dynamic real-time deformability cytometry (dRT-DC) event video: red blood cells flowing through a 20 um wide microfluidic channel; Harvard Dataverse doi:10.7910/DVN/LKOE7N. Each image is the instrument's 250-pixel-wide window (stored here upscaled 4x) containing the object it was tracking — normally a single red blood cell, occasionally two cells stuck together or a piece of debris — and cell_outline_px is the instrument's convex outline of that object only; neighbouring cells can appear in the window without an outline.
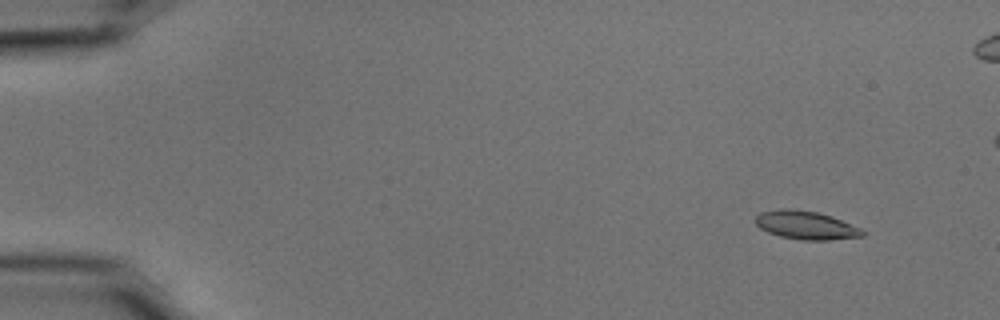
{"species": "common noctule bat (a hibernating species)", "species_latin": "Nyctalus noctula", "temperature_condition": "cold", "stored_images_in_passage": 55, "camera_frame_rate_fps": 3000, "um_per_image_px": 0.085, "animal": {"sex": "male", "body_mass_g": 15.6}, "frame": {"image": 1, "passage_image": 5, "time_ms": 1.333, "image_size_px": [1000, 320], "cell_outline_px": [[864, 236], [828, 240], [800, 240], [780, 236], [768, 232], [760, 228], [756, 224], [756, 216], [760, 212], [780, 208], [788, 208], [816, 212], [832, 216], [860, 228], [864, 232]], "centroid_in_image_um": [68.48, 19.14], "position_along_channel_um": 16.5, "area_um2": 17.63}}
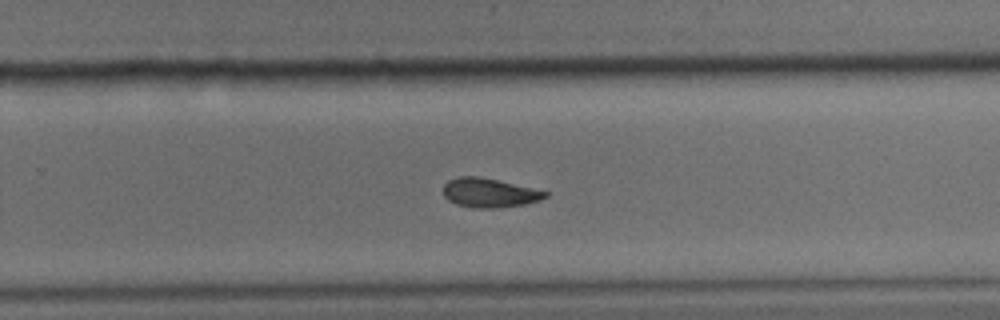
{"frame": {"image": 2, "passage_image": 36, "time_ms": 11.667, "image_size_px": [1000, 320], "cell_outline_px": [[548, 196], [540, 200], [524, 204], [500, 208], [472, 208], [456, 204], [448, 200], [444, 196], [444, 184], [448, 180], [456, 176], [476, 176], [496, 180], [532, 188], [548, 192]], "centroid_in_image_um": [41.56, 16.4], "position_along_channel_um": 288.2, "area_um2": 17.28}}
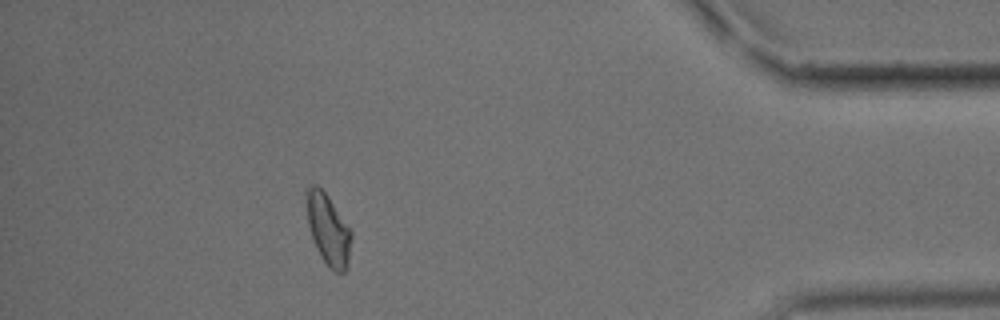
{"frame": {"image": 3, "passage_image": 49, "time_ms": 16.0, "image_size_px": [1000, 320], "cell_outline_px": [[352, 236], [348, 268], [344, 272], [332, 272], [328, 268], [316, 248], [308, 224], [304, 192], [304, 188], [312, 184], [316, 184], [328, 196], [352, 228]], "centroid_in_image_um": [27.9, 19.48], "position_along_channel_um": 407.3, "area_um2": 19.19}}